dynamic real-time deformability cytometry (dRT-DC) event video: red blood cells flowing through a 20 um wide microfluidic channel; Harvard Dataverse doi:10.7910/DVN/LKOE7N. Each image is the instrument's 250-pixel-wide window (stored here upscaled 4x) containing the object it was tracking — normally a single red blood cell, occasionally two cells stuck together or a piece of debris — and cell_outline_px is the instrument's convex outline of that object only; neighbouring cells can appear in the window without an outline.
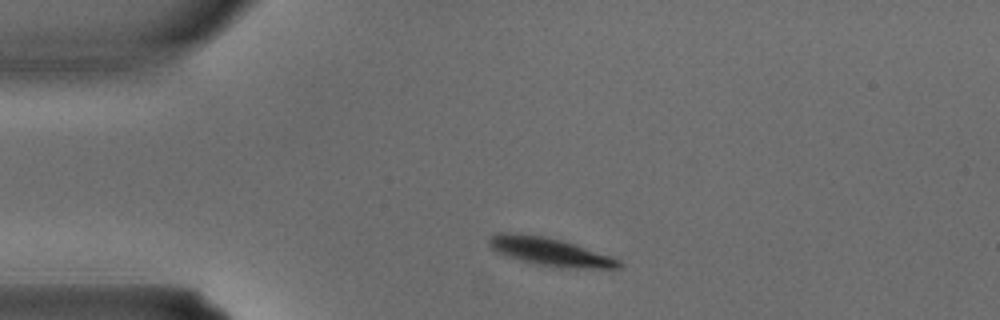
{"species": "common noctule bat (a hibernating species)", "species_latin": "Nyctalus noctula", "temperature_condition": "warm", "stored_images_in_passage": 1, "camera_frame_rate_fps": 3000, "um_per_image_px": 0.085, "animal": {"sex": "male", "body_mass_g": 15.6}, "frame": {"image": 1, "passage_image": 1, "time_ms": 0.0, "image_size_px": [1000, 320], "cell_outline_px": [[624, 264], [620, 268], [560, 268], [532, 264], [496, 252], [488, 244], [488, 240], [496, 232], [508, 232], [544, 236], [560, 240], [612, 256], [620, 260]], "centroid_in_image_um": [46.74, 21.41], "position_along_channel_um": 38.3, "area_um2": 21.33}}